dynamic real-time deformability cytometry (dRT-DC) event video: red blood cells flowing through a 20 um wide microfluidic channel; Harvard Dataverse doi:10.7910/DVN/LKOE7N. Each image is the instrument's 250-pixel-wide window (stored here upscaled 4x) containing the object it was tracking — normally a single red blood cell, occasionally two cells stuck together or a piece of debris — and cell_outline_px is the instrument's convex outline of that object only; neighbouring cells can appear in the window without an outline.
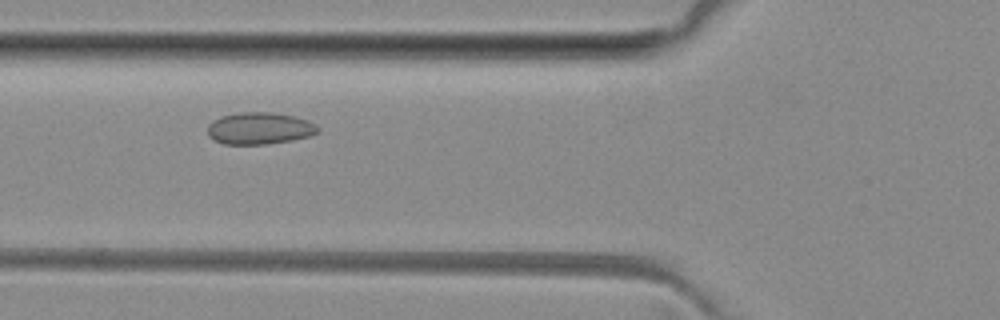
{"species": "common noctule bat (a hibernating species)", "species_latin": "Nyctalus noctula", "temperature_condition": "room temperature", "stored_images_in_passage": 3, "camera_frame_rate_fps": 3000, "um_per_image_px": 0.085, "animal": {"sex": "female", "body_mass_g": 29.2, "forearm_length_mm": 56.3}, "frame": {"image": 1, "passage_image": 2, "time_ms": 1.0, "image_size_px": [1000, 320], "cell_outline_px": [[320, 132], [308, 136], [292, 140], [264, 144], [224, 144], [208, 136], [208, 124], [212, 120], [220, 116], [240, 112], [272, 112], [292, 116], [308, 120], [316, 124], [320, 128]], "centroid_in_image_um": [22.06, 10.9], "position_along_channel_um": 103.7, "area_um2": 20.58}}
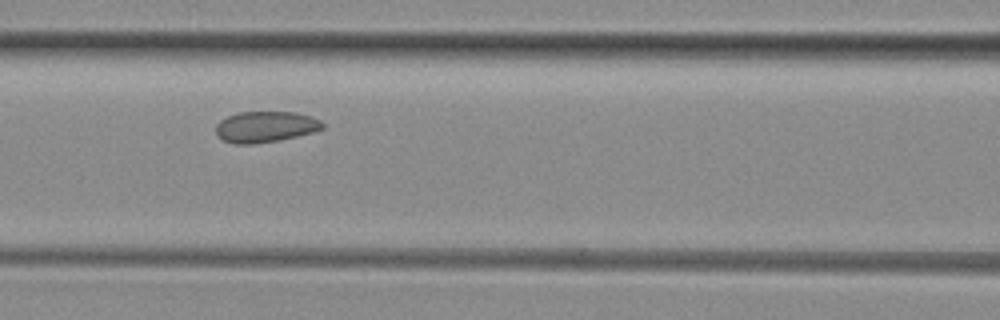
{"frame": {"image": 2, "passage_image": 3, "time_ms": 2.0, "image_size_px": [1000, 320], "cell_outline_px": [[324, 128], [312, 132], [280, 140], [252, 144], [232, 144], [224, 140], [216, 132], [216, 124], [220, 120], [228, 116], [240, 112], [296, 112], [312, 116], [320, 120], [324, 124]], "centroid_in_image_um": [22.57, 10.77], "position_along_channel_um": 144.0, "area_um2": 19.25}}